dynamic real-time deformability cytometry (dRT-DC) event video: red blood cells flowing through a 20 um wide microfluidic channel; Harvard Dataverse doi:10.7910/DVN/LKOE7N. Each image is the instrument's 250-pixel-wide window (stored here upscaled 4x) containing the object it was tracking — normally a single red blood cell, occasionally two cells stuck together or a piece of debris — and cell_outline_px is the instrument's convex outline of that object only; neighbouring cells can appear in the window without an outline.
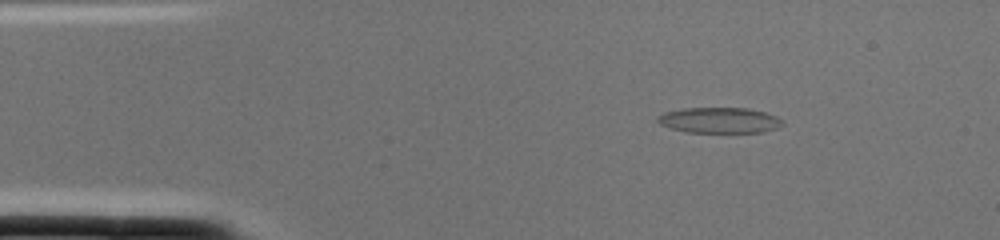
{"species": "common noctule bat (a hibernating species)", "species_latin": "Nyctalus noctula", "temperature_condition": "cold", "stored_images_in_passage": 1, "camera_frame_rate_fps": 3000, "um_per_image_px": 0.085, "animal": {"sex": "female", "body_mass_g": 22.0, "forearm_length_mm": 56.7}, "frame": {"image": 1, "passage_image": 1, "time_ms": 0.0, "image_size_px": [1000, 240], "cell_outline_px": [[784, 124], [776, 128], [764, 132], [684, 132], [668, 128], [660, 124], [656, 120], [656, 116], [664, 112], [684, 108], [748, 108], [764, 112], [776, 116]], "centroid_in_image_um": [61.09, 10.22], "position_along_channel_um": 23.9, "area_um2": 18.73}}